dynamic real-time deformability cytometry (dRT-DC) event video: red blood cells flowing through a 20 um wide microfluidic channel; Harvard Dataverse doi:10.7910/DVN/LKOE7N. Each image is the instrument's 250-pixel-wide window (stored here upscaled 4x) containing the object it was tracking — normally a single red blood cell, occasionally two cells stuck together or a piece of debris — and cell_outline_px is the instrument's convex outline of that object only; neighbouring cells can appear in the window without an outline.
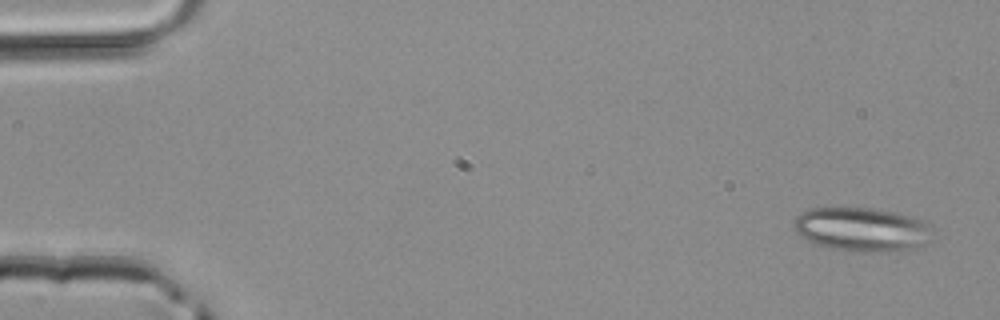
{"species": "common noctule bat (a hibernating species)", "species_latin": "Nyctalus noctula", "temperature_condition": "room temperature", "stored_images_in_passage": 4, "camera_frame_rate_fps": 3000, "um_per_image_px": 0.085, "animal": {"sex": "male", "body_mass_g": 20.4}, "frame": {"image": 1, "passage_image": 1, "time_ms": 0.0, "image_size_px": [1000, 320], "cell_outline_px": [[932, 228], [924, 244], [912, 252], [864, 252], [828, 248], [812, 244], [800, 236], [792, 228], [796, 216], [800, 212], [812, 208], [868, 208], [896, 212], [912, 216], [924, 220]], "centroid_in_image_um": [73.26, 19.52], "position_along_channel_um": 11.7, "area_um2": 36.18}}